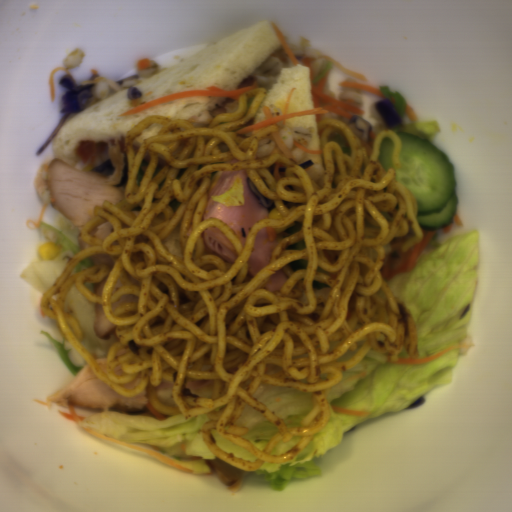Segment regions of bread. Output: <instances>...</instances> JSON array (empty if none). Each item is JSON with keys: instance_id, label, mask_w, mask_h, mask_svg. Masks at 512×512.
I'll list each match as a JSON object with an SVG mask.
<instances>
[{"instance_id": "4", "label": "bread", "mask_w": 512, "mask_h": 512, "mask_svg": "<svg viewBox=\"0 0 512 512\" xmlns=\"http://www.w3.org/2000/svg\"><path fill=\"white\" fill-rule=\"evenodd\" d=\"M261 106L269 108L275 116L314 108L309 67L299 62L281 70L272 82L270 90L265 93L255 117L250 122L264 121Z\"/></svg>"}, {"instance_id": "2", "label": "bread", "mask_w": 512, "mask_h": 512, "mask_svg": "<svg viewBox=\"0 0 512 512\" xmlns=\"http://www.w3.org/2000/svg\"><path fill=\"white\" fill-rule=\"evenodd\" d=\"M224 97L209 95L179 96L128 116L132 108L128 88L100 98L62 123L53 137L55 157L77 163L83 141L119 142L137 122L148 115L161 114L187 120L194 127H207L221 107Z\"/></svg>"}, {"instance_id": "3", "label": "bread", "mask_w": 512, "mask_h": 512, "mask_svg": "<svg viewBox=\"0 0 512 512\" xmlns=\"http://www.w3.org/2000/svg\"><path fill=\"white\" fill-rule=\"evenodd\" d=\"M315 115L285 119L278 138L300 166L320 187L326 180V164Z\"/></svg>"}, {"instance_id": "1", "label": "bread", "mask_w": 512, "mask_h": 512, "mask_svg": "<svg viewBox=\"0 0 512 512\" xmlns=\"http://www.w3.org/2000/svg\"><path fill=\"white\" fill-rule=\"evenodd\" d=\"M269 24L258 22L196 52L134 85L136 106L182 91L237 89L278 48Z\"/></svg>"}]
</instances>
